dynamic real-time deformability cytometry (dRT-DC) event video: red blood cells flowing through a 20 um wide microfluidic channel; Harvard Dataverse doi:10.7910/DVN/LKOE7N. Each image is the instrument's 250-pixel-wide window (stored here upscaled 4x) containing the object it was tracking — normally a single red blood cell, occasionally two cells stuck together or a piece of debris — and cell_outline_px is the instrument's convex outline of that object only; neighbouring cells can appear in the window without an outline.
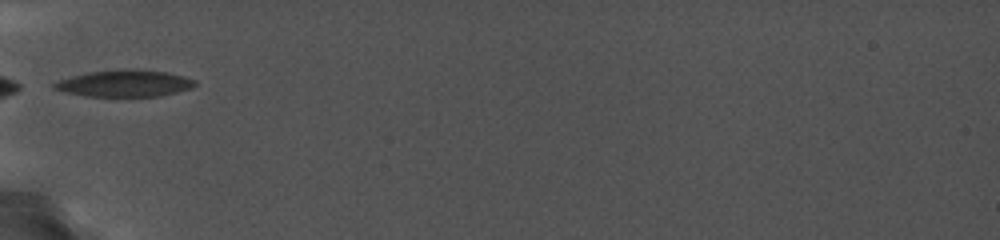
{"species": "common noctule bat (a hibernating species)", "species_latin": "Nyctalus noctula", "temperature_condition": "cold", "stored_images_in_passage": 53, "camera_frame_rate_fps": 5000, "um_per_image_px": 0.085, "animal": {"sex": "female", "body_mass_g": 19.0, "forearm_length_mm": 56.7}, "frame": {"image": 1, "passage_image": 1, "time_ms": 0.0, "image_size_px": [1000, 240], "cell_outline_px": [[196, 84], [188, 88], [156, 96], [92, 96], [68, 92], [52, 88], [52, 84], [60, 80], [72, 76], [88, 72], [120, 68], [140, 68], [168, 72], [184, 76], [196, 80]], "centroid_in_image_um": [10.59, 7.05], "position_along_channel_um": 74.4, "area_um2": 21.79}}
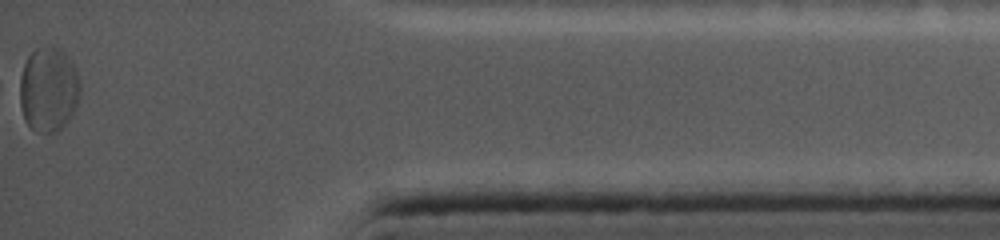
{"frame": {"image": 2, "passage_image": 53, "time_ms": 10.4, "image_size_px": [1000, 240], "cell_outline_px": [[80, 96], [76, 108], [68, 120], [60, 128], [52, 132], [36, 132], [24, 120], [20, 104], [20, 76], [24, 64], [28, 56], [36, 48], [60, 48], [64, 52], [72, 64], [76, 72], [80, 84]], "centroid_in_image_um": [4.12, 7.62], "position_along_channel_um": 431.1, "area_um2": 29.54}, "authors_computed_cell_mechanics": {"area_um2": 22.1952, "velocity_mm_per_s": 3.6856, "shape_relaxation_time_tau1_ms": null, "shape_relaxation_time_tau2_ms": 2.1733, "deformation_change_tau1": null, "deformation_change_tau2": 0.0789}}